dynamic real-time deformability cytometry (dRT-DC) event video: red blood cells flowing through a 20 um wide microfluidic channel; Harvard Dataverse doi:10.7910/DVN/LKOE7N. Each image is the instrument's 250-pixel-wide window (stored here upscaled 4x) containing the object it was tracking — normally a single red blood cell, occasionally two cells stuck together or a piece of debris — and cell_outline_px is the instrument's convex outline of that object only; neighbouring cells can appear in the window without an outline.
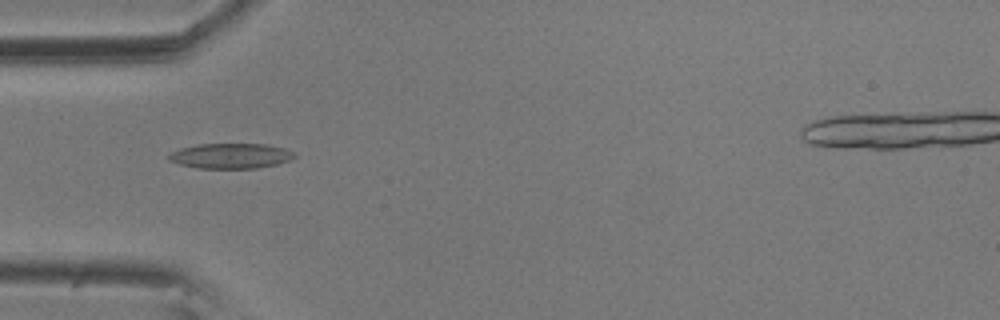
{"species": "common noctule bat (a hibernating species)", "species_latin": "Nyctalus noctula", "temperature_condition": "room temperature", "stored_images_in_passage": 7, "camera_frame_rate_fps": 3000, "um_per_image_px": 0.085, "animal": {"sex": "male", "body_mass_g": 20.5, "forearm_length_mm": 52.5}, "frame": {"image": 1, "passage_image": 1, "time_ms": 0.0, "image_size_px": [1000, 320], "cell_outline_px": [[296, 156], [288, 160], [276, 164], [256, 168], [200, 168], [180, 164], [168, 160], [168, 156], [172, 152], [180, 148], [196, 144], [268, 144], [284, 148], [296, 152]], "centroid_in_image_um": [19.62, 13.24], "position_along_channel_um": 65.4, "area_um2": 18.38}}
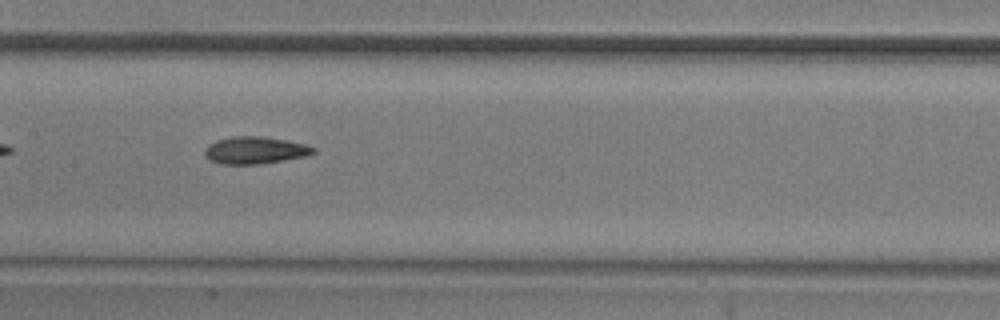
{"frame": {"image": 2, "passage_image": 4, "time_ms": 1.0, "image_size_px": [1000, 320], "cell_outline_px": [[316, 152], [304, 156], [284, 160], [260, 164], [220, 164], [204, 156], [204, 152], [208, 144], [216, 140], [232, 136], [264, 136], [288, 140], [304, 144], [316, 148]], "centroid_in_image_um": [21.67, 12.76], "position_along_channel_um": 185.7, "area_um2": 17.28}}
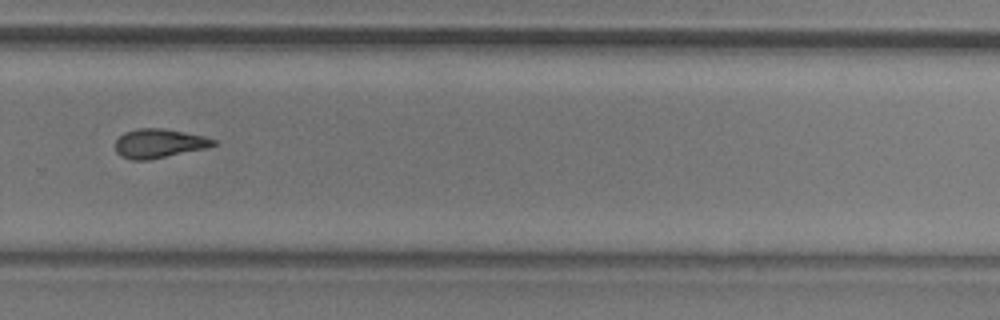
{"frame": {"image": 3, "passage_image": 7, "time_ms": 2.0, "image_size_px": [1000, 320], "cell_outline_px": [[216, 144], [204, 148], [148, 160], [132, 160], [120, 156], [116, 152], [116, 140], [124, 132], [136, 128], [160, 128], [204, 136], [216, 140]], "centroid_in_image_um": [13.46, 12.19], "position_along_channel_um": 316.3, "area_um2": 16.36}}